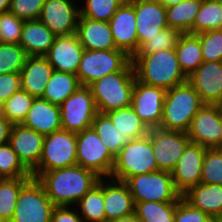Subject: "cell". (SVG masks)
Returning <instances> with one entry per match:
<instances>
[{"mask_svg": "<svg viewBox=\"0 0 222 222\" xmlns=\"http://www.w3.org/2000/svg\"><path fill=\"white\" fill-rule=\"evenodd\" d=\"M31 174L43 185L47 196L55 206L73 205L75 207L101 178L80 165L48 172H31Z\"/></svg>", "mask_w": 222, "mask_h": 222, "instance_id": "cell-1", "label": "cell"}, {"mask_svg": "<svg viewBox=\"0 0 222 222\" xmlns=\"http://www.w3.org/2000/svg\"><path fill=\"white\" fill-rule=\"evenodd\" d=\"M136 79L146 85L169 90L188 81L181 70L175 48L132 57Z\"/></svg>", "mask_w": 222, "mask_h": 222, "instance_id": "cell-2", "label": "cell"}, {"mask_svg": "<svg viewBox=\"0 0 222 222\" xmlns=\"http://www.w3.org/2000/svg\"><path fill=\"white\" fill-rule=\"evenodd\" d=\"M136 76L132 61L122 70L110 73L95 81L89 87L92 91L98 113L131 106Z\"/></svg>", "mask_w": 222, "mask_h": 222, "instance_id": "cell-3", "label": "cell"}, {"mask_svg": "<svg viewBox=\"0 0 222 222\" xmlns=\"http://www.w3.org/2000/svg\"><path fill=\"white\" fill-rule=\"evenodd\" d=\"M203 105L200 95L188 81L174 86L166 90L163 117L159 127L187 133L192 118Z\"/></svg>", "mask_w": 222, "mask_h": 222, "instance_id": "cell-4", "label": "cell"}, {"mask_svg": "<svg viewBox=\"0 0 222 222\" xmlns=\"http://www.w3.org/2000/svg\"><path fill=\"white\" fill-rule=\"evenodd\" d=\"M150 136L128 141L115 157L109 178L126 181L129 177L158 171Z\"/></svg>", "mask_w": 222, "mask_h": 222, "instance_id": "cell-5", "label": "cell"}, {"mask_svg": "<svg viewBox=\"0 0 222 222\" xmlns=\"http://www.w3.org/2000/svg\"><path fill=\"white\" fill-rule=\"evenodd\" d=\"M129 191L137 202H178L182 195L176 190L169 171L134 175L125 181Z\"/></svg>", "mask_w": 222, "mask_h": 222, "instance_id": "cell-6", "label": "cell"}, {"mask_svg": "<svg viewBox=\"0 0 222 222\" xmlns=\"http://www.w3.org/2000/svg\"><path fill=\"white\" fill-rule=\"evenodd\" d=\"M132 58L123 50H84L77 77L82 86H90L107 74L122 71Z\"/></svg>", "mask_w": 222, "mask_h": 222, "instance_id": "cell-7", "label": "cell"}, {"mask_svg": "<svg viewBox=\"0 0 222 222\" xmlns=\"http://www.w3.org/2000/svg\"><path fill=\"white\" fill-rule=\"evenodd\" d=\"M77 134L60 129L45 135L41 158L32 172H48L77 165Z\"/></svg>", "mask_w": 222, "mask_h": 222, "instance_id": "cell-8", "label": "cell"}, {"mask_svg": "<svg viewBox=\"0 0 222 222\" xmlns=\"http://www.w3.org/2000/svg\"><path fill=\"white\" fill-rule=\"evenodd\" d=\"M54 207L43 185L32 177L18 194L10 222H50Z\"/></svg>", "mask_w": 222, "mask_h": 222, "instance_id": "cell-9", "label": "cell"}, {"mask_svg": "<svg viewBox=\"0 0 222 222\" xmlns=\"http://www.w3.org/2000/svg\"><path fill=\"white\" fill-rule=\"evenodd\" d=\"M77 165L93 171L101 178L111 180L115 157L103 144L95 130L90 127L77 133Z\"/></svg>", "mask_w": 222, "mask_h": 222, "instance_id": "cell-10", "label": "cell"}, {"mask_svg": "<svg viewBox=\"0 0 222 222\" xmlns=\"http://www.w3.org/2000/svg\"><path fill=\"white\" fill-rule=\"evenodd\" d=\"M62 129L73 133L90 128L98 113L92 91L88 86H80L61 105Z\"/></svg>", "mask_w": 222, "mask_h": 222, "instance_id": "cell-11", "label": "cell"}, {"mask_svg": "<svg viewBox=\"0 0 222 222\" xmlns=\"http://www.w3.org/2000/svg\"><path fill=\"white\" fill-rule=\"evenodd\" d=\"M148 135L158 169L171 172L190 142L188 134L157 127L149 129Z\"/></svg>", "mask_w": 222, "mask_h": 222, "instance_id": "cell-12", "label": "cell"}, {"mask_svg": "<svg viewBox=\"0 0 222 222\" xmlns=\"http://www.w3.org/2000/svg\"><path fill=\"white\" fill-rule=\"evenodd\" d=\"M166 90L146 85L137 79L132 92L131 107L148 129L160 126Z\"/></svg>", "mask_w": 222, "mask_h": 222, "instance_id": "cell-13", "label": "cell"}, {"mask_svg": "<svg viewBox=\"0 0 222 222\" xmlns=\"http://www.w3.org/2000/svg\"><path fill=\"white\" fill-rule=\"evenodd\" d=\"M75 1L45 0L39 20L56 36L75 34L80 17V8Z\"/></svg>", "mask_w": 222, "mask_h": 222, "instance_id": "cell-14", "label": "cell"}, {"mask_svg": "<svg viewBox=\"0 0 222 222\" xmlns=\"http://www.w3.org/2000/svg\"><path fill=\"white\" fill-rule=\"evenodd\" d=\"M220 105L204 104L192 118L188 137L206 149L220 148L221 139Z\"/></svg>", "mask_w": 222, "mask_h": 222, "instance_id": "cell-15", "label": "cell"}, {"mask_svg": "<svg viewBox=\"0 0 222 222\" xmlns=\"http://www.w3.org/2000/svg\"><path fill=\"white\" fill-rule=\"evenodd\" d=\"M205 152L206 148L190 141L171 171L174 186L181 195L200 183Z\"/></svg>", "mask_w": 222, "mask_h": 222, "instance_id": "cell-16", "label": "cell"}, {"mask_svg": "<svg viewBox=\"0 0 222 222\" xmlns=\"http://www.w3.org/2000/svg\"><path fill=\"white\" fill-rule=\"evenodd\" d=\"M138 49L148 39H151L160 30L168 28L166 6L159 0H134Z\"/></svg>", "mask_w": 222, "mask_h": 222, "instance_id": "cell-17", "label": "cell"}, {"mask_svg": "<svg viewBox=\"0 0 222 222\" xmlns=\"http://www.w3.org/2000/svg\"><path fill=\"white\" fill-rule=\"evenodd\" d=\"M188 82L200 95L204 104L222 102V62L204 61L190 76Z\"/></svg>", "mask_w": 222, "mask_h": 222, "instance_id": "cell-18", "label": "cell"}, {"mask_svg": "<svg viewBox=\"0 0 222 222\" xmlns=\"http://www.w3.org/2000/svg\"><path fill=\"white\" fill-rule=\"evenodd\" d=\"M117 49L125 51L131 58L138 51V36L134 6L124 2L109 20Z\"/></svg>", "mask_w": 222, "mask_h": 222, "instance_id": "cell-19", "label": "cell"}, {"mask_svg": "<svg viewBox=\"0 0 222 222\" xmlns=\"http://www.w3.org/2000/svg\"><path fill=\"white\" fill-rule=\"evenodd\" d=\"M45 136L22 124L12 125L9 143L22 164L32 172L39 164Z\"/></svg>", "mask_w": 222, "mask_h": 222, "instance_id": "cell-20", "label": "cell"}, {"mask_svg": "<svg viewBox=\"0 0 222 222\" xmlns=\"http://www.w3.org/2000/svg\"><path fill=\"white\" fill-rule=\"evenodd\" d=\"M83 52L84 48L75 33L56 36L45 57L55 71L76 75Z\"/></svg>", "mask_w": 222, "mask_h": 222, "instance_id": "cell-21", "label": "cell"}, {"mask_svg": "<svg viewBox=\"0 0 222 222\" xmlns=\"http://www.w3.org/2000/svg\"><path fill=\"white\" fill-rule=\"evenodd\" d=\"M22 125L45 135L62 129L60 106L35 98Z\"/></svg>", "mask_w": 222, "mask_h": 222, "instance_id": "cell-22", "label": "cell"}, {"mask_svg": "<svg viewBox=\"0 0 222 222\" xmlns=\"http://www.w3.org/2000/svg\"><path fill=\"white\" fill-rule=\"evenodd\" d=\"M104 210L106 222L135 213L134 199L124 181L104 182Z\"/></svg>", "mask_w": 222, "mask_h": 222, "instance_id": "cell-23", "label": "cell"}, {"mask_svg": "<svg viewBox=\"0 0 222 222\" xmlns=\"http://www.w3.org/2000/svg\"><path fill=\"white\" fill-rule=\"evenodd\" d=\"M76 35L84 50L117 49L109 22L79 17Z\"/></svg>", "mask_w": 222, "mask_h": 222, "instance_id": "cell-24", "label": "cell"}, {"mask_svg": "<svg viewBox=\"0 0 222 222\" xmlns=\"http://www.w3.org/2000/svg\"><path fill=\"white\" fill-rule=\"evenodd\" d=\"M53 71L45 56H27L20 71L21 89L35 98L42 97Z\"/></svg>", "mask_w": 222, "mask_h": 222, "instance_id": "cell-25", "label": "cell"}, {"mask_svg": "<svg viewBox=\"0 0 222 222\" xmlns=\"http://www.w3.org/2000/svg\"><path fill=\"white\" fill-rule=\"evenodd\" d=\"M55 38L56 35L39 19L25 20L19 44L27 56H45Z\"/></svg>", "mask_w": 222, "mask_h": 222, "instance_id": "cell-26", "label": "cell"}, {"mask_svg": "<svg viewBox=\"0 0 222 222\" xmlns=\"http://www.w3.org/2000/svg\"><path fill=\"white\" fill-rule=\"evenodd\" d=\"M182 197L193 207L210 217H222V185L199 183L191 187Z\"/></svg>", "mask_w": 222, "mask_h": 222, "instance_id": "cell-27", "label": "cell"}, {"mask_svg": "<svg viewBox=\"0 0 222 222\" xmlns=\"http://www.w3.org/2000/svg\"><path fill=\"white\" fill-rule=\"evenodd\" d=\"M80 86L77 75L54 70L41 98L60 106Z\"/></svg>", "mask_w": 222, "mask_h": 222, "instance_id": "cell-28", "label": "cell"}, {"mask_svg": "<svg viewBox=\"0 0 222 222\" xmlns=\"http://www.w3.org/2000/svg\"><path fill=\"white\" fill-rule=\"evenodd\" d=\"M175 52L181 70L187 77L204 62L201 43L195 34L183 33L175 47Z\"/></svg>", "mask_w": 222, "mask_h": 222, "instance_id": "cell-29", "label": "cell"}, {"mask_svg": "<svg viewBox=\"0 0 222 222\" xmlns=\"http://www.w3.org/2000/svg\"><path fill=\"white\" fill-rule=\"evenodd\" d=\"M201 5L202 0H182L178 4L166 6L168 27L193 34V24Z\"/></svg>", "mask_w": 222, "mask_h": 222, "instance_id": "cell-30", "label": "cell"}, {"mask_svg": "<svg viewBox=\"0 0 222 222\" xmlns=\"http://www.w3.org/2000/svg\"><path fill=\"white\" fill-rule=\"evenodd\" d=\"M105 180V178H100L99 182L75 205L78 207V213L84 222H106L104 210Z\"/></svg>", "mask_w": 222, "mask_h": 222, "instance_id": "cell-31", "label": "cell"}, {"mask_svg": "<svg viewBox=\"0 0 222 222\" xmlns=\"http://www.w3.org/2000/svg\"><path fill=\"white\" fill-rule=\"evenodd\" d=\"M106 115L111 119L116 129L129 140L141 138L149 132L147 126L131 106L110 111Z\"/></svg>", "mask_w": 222, "mask_h": 222, "instance_id": "cell-32", "label": "cell"}, {"mask_svg": "<svg viewBox=\"0 0 222 222\" xmlns=\"http://www.w3.org/2000/svg\"><path fill=\"white\" fill-rule=\"evenodd\" d=\"M91 127L114 157H116L122 147L130 141L116 129L106 114L97 113Z\"/></svg>", "mask_w": 222, "mask_h": 222, "instance_id": "cell-33", "label": "cell"}, {"mask_svg": "<svg viewBox=\"0 0 222 222\" xmlns=\"http://www.w3.org/2000/svg\"><path fill=\"white\" fill-rule=\"evenodd\" d=\"M31 178H1L0 179V222H10L18 194L21 188Z\"/></svg>", "mask_w": 222, "mask_h": 222, "instance_id": "cell-34", "label": "cell"}, {"mask_svg": "<svg viewBox=\"0 0 222 222\" xmlns=\"http://www.w3.org/2000/svg\"><path fill=\"white\" fill-rule=\"evenodd\" d=\"M178 202H137L135 214L141 222H174Z\"/></svg>", "mask_w": 222, "mask_h": 222, "instance_id": "cell-35", "label": "cell"}, {"mask_svg": "<svg viewBox=\"0 0 222 222\" xmlns=\"http://www.w3.org/2000/svg\"><path fill=\"white\" fill-rule=\"evenodd\" d=\"M34 99L35 97L20 89L0 106V112L12 125L22 124Z\"/></svg>", "mask_w": 222, "mask_h": 222, "instance_id": "cell-36", "label": "cell"}, {"mask_svg": "<svg viewBox=\"0 0 222 222\" xmlns=\"http://www.w3.org/2000/svg\"><path fill=\"white\" fill-rule=\"evenodd\" d=\"M222 18L219 0H202L194 24L193 34L200 32L221 29Z\"/></svg>", "mask_w": 222, "mask_h": 222, "instance_id": "cell-37", "label": "cell"}, {"mask_svg": "<svg viewBox=\"0 0 222 222\" xmlns=\"http://www.w3.org/2000/svg\"><path fill=\"white\" fill-rule=\"evenodd\" d=\"M1 178H32L31 172L22 164L9 142L0 145Z\"/></svg>", "mask_w": 222, "mask_h": 222, "instance_id": "cell-38", "label": "cell"}, {"mask_svg": "<svg viewBox=\"0 0 222 222\" xmlns=\"http://www.w3.org/2000/svg\"><path fill=\"white\" fill-rule=\"evenodd\" d=\"M27 54L20 44L0 42V74L20 73Z\"/></svg>", "mask_w": 222, "mask_h": 222, "instance_id": "cell-39", "label": "cell"}, {"mask_svg": "<svg viewBox=\"0 0 222 222\" xmlns=\"http://www.w3.org/2000/svg\"><path fill=\"white\" fill-rule=\"evenodd\" d=\"M80 8V16L95 21L109 22L116 10L125 2L124 0H84Z\"/></svg>", "mask_w": 222, "mask_h": 222, "instance_id": "cell-40", "label": "cell"}, {"mask_svg": "<svg viewBox=\"0 0 222 222\" xmlns=\"http://www.w3.org/2000/svg\"><path fill=\"white\" fill-rule=\"evenodd\" d=\"M182 34L179 29L164 28L157 35L145 41L135 54H152L157 51L175 48Z\"/></svg>", "mask_w": 222, "mask_h": 222, "instance_id": "cell-41", "label": "cell"}, {"mask_svg": "<svg viewBox=\"0 0 222 222\" xmlns=\"http://www.w3.org/2000/svg\"><path fill=\"white\" fill-rule=\"evenodd\" d=\"M200 183L222 185V148L206 149Z\"/></svg>", "mask_w": 222, "mask_h": 222, "instance_id": "cell-42", "label": "cell"}, {"mask_svg": "<svg viewBox=\"0 0 222 222\" xmlns=\"http://www.w3.org/2000/svg\"><path fill=\"white\" fill-rule=\"evenodd\" d=\"M201 43L203 61L222 60V30H208L195 34Z\"/></svg>", "mask_w": 222, "mask_h": 222, "instance_id": "cell-43", "label": "cell"}, {"mask_svg": "<svg viewBox=\"0 0 222 222\" xmlns=\"http://www.w3.org/2000/svg\"><path fill=\"white\" fill-rule=\"evenodd\" d=\"M25 20L10 11L0 14V42L19 44Z\"/></svg>", "mask_w": 222, "mask_h": 222, "instance_id": "cell-44", "label": "cell"}, {"mask_svg": "<svg viewBox=\"0 0 222 222\" xmlns=\"http://www.w3.org/2000/svg\"><path fill=\"white\" fill-rule=\"evenodd\" d=\"M45 0H11L9 11L23 20L39 19Z\"/></svg>", "mask_w": 222, "mask_h": 222, "instance_id": "cell-45", "label": "cell"}, {"mask_svg": "<svg viewBox=\"0 0 222 222\" xmlns=\"http://www.w3.org/2000/svg\"><path fill=\"white\" fill-rule=\"evenodd\" d=\"M214 220L202 210L193 207L183 197L176 205L174 222H214Z\"/></svg>", "mask_w": 222, "mask_h": 222, "instance_id": "cell-46", "label": "cell"}, {"mask_svg": "<svg viewBox=\"0 0 222 222\" xmlns=\"http://www.w3.org/2000/svg\"><path fill=\"white\" fill-rule=\"evenodd\" d=\"M20 89V73L0 74V106Z\"/></svg>", "mask_w": 222, "mask_h": 222, "instance_id": "cell-47", "label": "cell"}, {"mask_svg": "<svg viewBox=\"0 0 222 222\" xmlns=\"http://www.w3.org/2000/svg\"><path fill=\"white\" fill-rule=\"evenodd\" d=\"M71 206H55L50 222H84L76 210L72 211Z\"/></svg>", "mask_w": 222, "mask_h": 222, "instance_id": "cell-48", "label": "cell"}, {"mask_svg": "<svg viewBox=\"0 0 222 222\" xmlns=\"http://www.w3.org/2000/svg\"><path fill=\"white\" fill-rule=\"evenodd\" d=\"M11 128H12V124L0 112V145L9 142Z\"/></svg>", "mask_w": 222, "mask_h": 222, "instance_id": "cell-49", "label": "cell"}, {"mask_svg": "<svg viewBox=\"0 0 222 222\" xmlns=\"http://www.w3.org/2000/svg\"><path fill=\"white\" fill-rule=\"evenodd\" d=\"M110 222H141V221L137 217V215L135 213H133L129 216L121 217L119 219H115V220L110 221Z\"/></svg>", "mask_w": 222, "mask_h": 222, "instance_id": "cell-50", "label": "cell"}, {"mask_svg": "<svg viewBox=\"0 0 222 222\" xmlns=\"http://www.w3.org/2000/svg\"><path fill=\"white\" fill-rule=\"evenodd\" d=\"M11 0H0V14L9 11Z\"/></svg>", "mask_w": 222, "mask_h": 222, "instance_id": "cell-51", "label": "cell"}, {"mask_svg": "<svg viewBox=\"0 0 222 222\" xmlns=\"http://www.w3.org/2000/svg\"><path fill=\"white\" fill-rule=\"evenodd\" d=\"M159 1H161L165 6H171L178 4L182 0H159Z\"/></svg>", "mask_w": 222, "mask_h": 222, "instance_id": "cell-52", "label": "cell"}, {"mask_svg": "<svg viewBox=\"0 0 222 222\" xmlns=\"http://www.w3.org/2000/svg\"><path fill=\"white\" fill-rule=\"evenodd\" d=\"M221 127H222V110H221ZM220 148H222V130H221Z\"/></svg>", "mask_w": 222, "mask_h": 222, "instance_id": "cell-53", "label": "cell"}, {"mask_svg": "<svg viewBox=\"0 0 222 222\" xmlns=\"http://www.w3.org/2000/svg\"><path fill=\"white\" fill-rule=\"evenodd\" d=\"M220 3V8H221V18H222V0H219ZM221 30H222V26H221Z\"/></svg>", "mask_w": 222, "mask_h": 222, "instance_id": "cell-54", "label": "cell"}, {"mask_svg": "<svg viewBox=\"0 0 222 222\" xmlns=\"http://www.w3.org/2000/svg\"><path fill=\"white\" fill-rule=\"evenodd\" d=\"M214 222H222V217L216 218Z\"/></svg>", "mask_w": 222, "mask_h": 222, "instance_id": "cell-55", "label": "cell"}]
</instances>
